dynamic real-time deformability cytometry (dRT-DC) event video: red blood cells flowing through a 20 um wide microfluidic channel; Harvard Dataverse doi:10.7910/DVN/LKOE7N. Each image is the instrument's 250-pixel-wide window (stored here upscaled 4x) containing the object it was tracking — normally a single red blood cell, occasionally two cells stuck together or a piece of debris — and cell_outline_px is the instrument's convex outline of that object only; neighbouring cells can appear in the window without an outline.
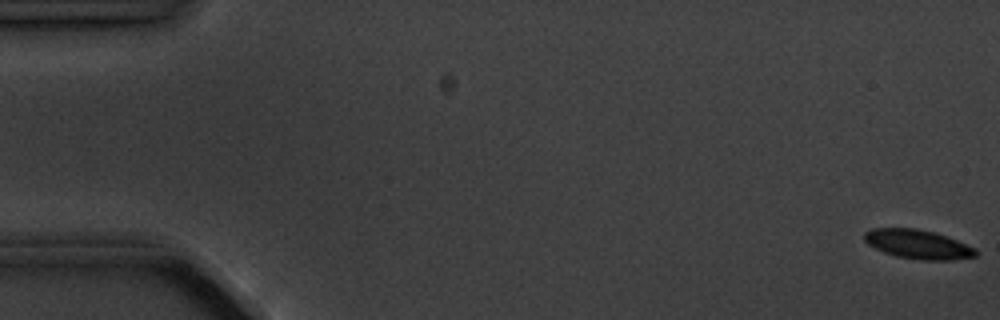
{"species": "common noctule bat (a hibernating species)", "species_latin": "Nyctalus noctula", "temperature_condition": "cold", "stored_images_in_passage": 8, "camera_frame_rate_fps": 3000, "um_per_image_px": 0.085, "animal": {"sex": "male", "body_mass_g": 20.1, "forearm_length_mm": 53.5}, "frame": {"image": 1, "passage_image": 1, "time_ms": 0.0, "image_size_px": [1000, 320], "cell_outline_px": [[976, 256], [952, 260], [920, 260], [896, 256], [884, 252], [868, 244], [864, 240], [864, 232], [872, 228], [916, 228], [932, 232], [956, 240], [976, 248]], "centroid_in_image_um": [78.0, 20.76], "position_along_channel_um": 7.0, "area_um2": 18.73}}
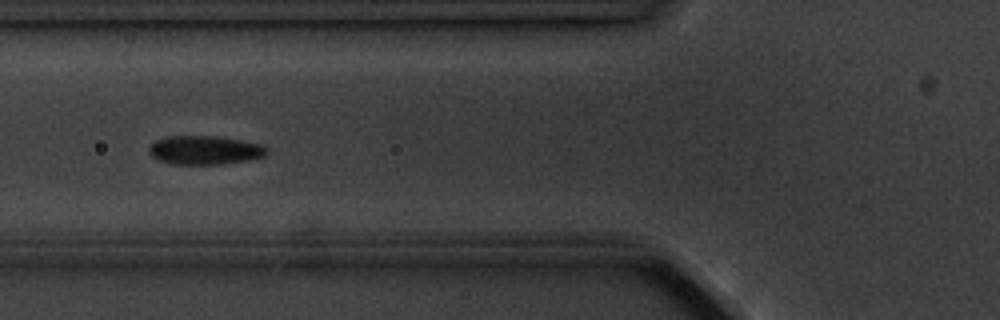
{"frame": {"image": 2, "passage_image": 6, "time_ms": 6.667, "image_size_px": [1000, 320], "cell_outline_px": [[268, 152], [264, 156], [248, 160], [224, 164], [172, 164], [160, 160], [152, 156], [148, 152], [148, 148], [156, 140], [168, 136], [212, 136], [240, 140], [260, 144]], "centroid_in_image_um": [17.37, 12.77], "position_along_channel_um": 108.4, "area_um2": 19.54}}
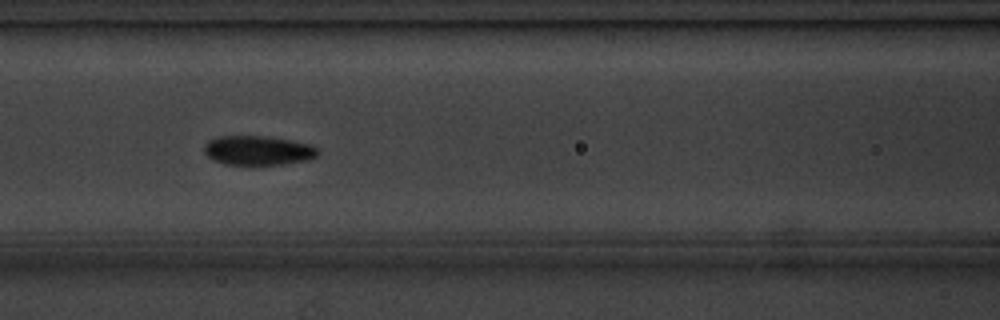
{"frame": {"image": 3, "passage_image": 7, "time_ms": 7.667, "image_size_px": [1000, 320], "cell_outline_px": [[320, 152], [316, 156], [308, 160], [284, 164], [224, 164], [212, 160], [204, 152], [204, 144], [208, 140], [220, 136], [268, 136], [292, 140], [312, 144]], "centroid_in_image_um": [21.94, 12.78], "position_along_channel_um": 144.7, "area_um2": 19.59}}